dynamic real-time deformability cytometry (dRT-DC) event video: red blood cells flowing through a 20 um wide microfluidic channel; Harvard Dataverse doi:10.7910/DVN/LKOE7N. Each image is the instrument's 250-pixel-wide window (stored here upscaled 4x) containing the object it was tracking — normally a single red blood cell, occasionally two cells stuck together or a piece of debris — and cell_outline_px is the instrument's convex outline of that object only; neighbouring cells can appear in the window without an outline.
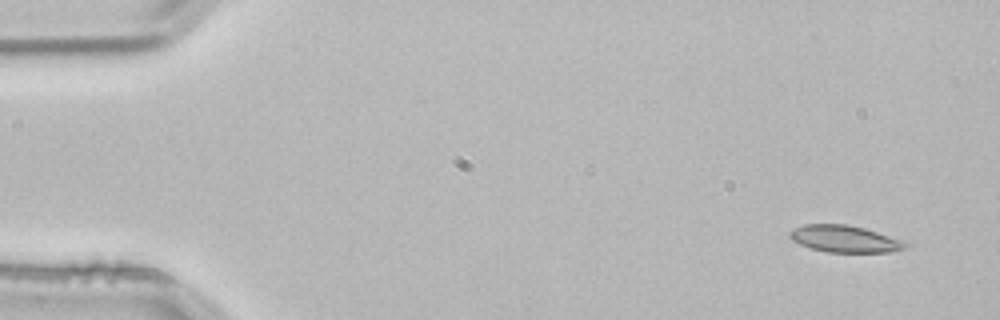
{"species": "common noctule bat (a hibernating species)", "species_latin": "Nyctalus noctula", "temperature_condition": "room temperature", "stored_images_in_passage": 3, "camera_frame_rate_fps": 3000, "um_per_image_px": 0.085, "animal": {"sex": "male", "body_mass_g": 21.5, "forearm_length_mm": 52.0}, "frame": {"image": 1, "passage_image": 1, "time_ms": 0.0, "image_size_px": [1000, 320], "cell_outline_px": [[912, 244], [908, 248], [892, 252], [828, 252], [812, 248], [800, 244], [792, 240], [788, 236], [788, 232], [804, 224], [848, 224], [864, 228], [904, 240]], "centroid_in_image_um": [71.87, 20.31], "position_along_channel_um": 13.1, "area_um2": 18.32}}
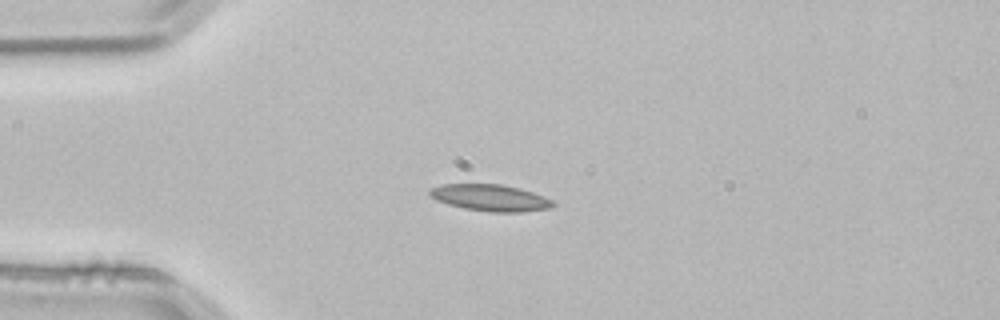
{"frame": {"image": 2, "passage_image": 3, "time_ms": 0.667, "image_size_px": [1000, 320], "cell_outline_px": [[556, 204], [552, 208], [524, 212], [492, 212], [464, 208], [448, 204], [436, 200], [428, 192], [432, 188], [440, 184], [500, 184], [520, 188], [544, 196], [552, 200]], "centroid_in_image_um": [41.72, 16.81], "position_along_channel_um": 43.3, "area_um2": 19.13}}